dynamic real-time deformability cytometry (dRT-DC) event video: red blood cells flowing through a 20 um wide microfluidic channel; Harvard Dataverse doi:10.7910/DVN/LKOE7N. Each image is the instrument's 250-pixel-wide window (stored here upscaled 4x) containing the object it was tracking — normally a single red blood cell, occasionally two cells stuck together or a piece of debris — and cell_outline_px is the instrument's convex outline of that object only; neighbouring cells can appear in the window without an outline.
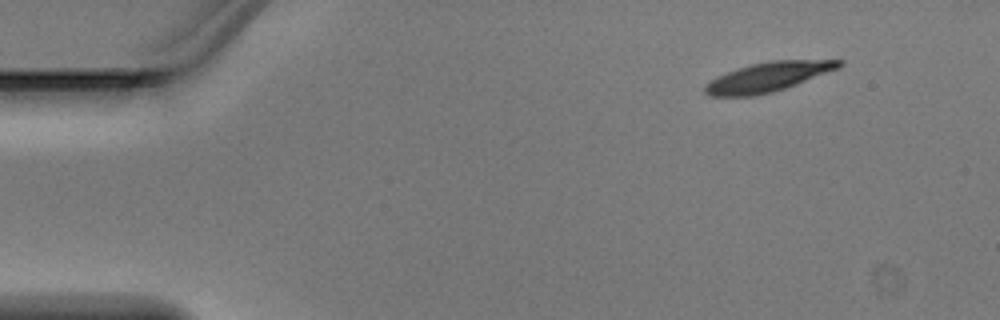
{"species": "Egyptian fruit bat (a non-hibernating species)", "species_latin": "Rousettus aegyptiacus", "temperature_condition": "warm", "stored_images_in_passage": 4, "camera_frame_rate_fps": 3000, "um_per_image_px": 0.085, "animal": {"sex": "male"}, "frame": {"image": 1, "passage_image": 1, "time_ms": 0.0, "image_size_px": [1000, 320], "cell_outline_px": [[844, 64], [840, 68], [796, 84], [772, 92], [752, 96], [712, 96], [704, 92], [704, 88], [712, 80], [728, 72], [752, 64], [772, 60], [844, 60]], "centroid_in_image_um": [65.35, 6.53], "position_along_channel_um": 19.7, "area_um2": 22.48}}
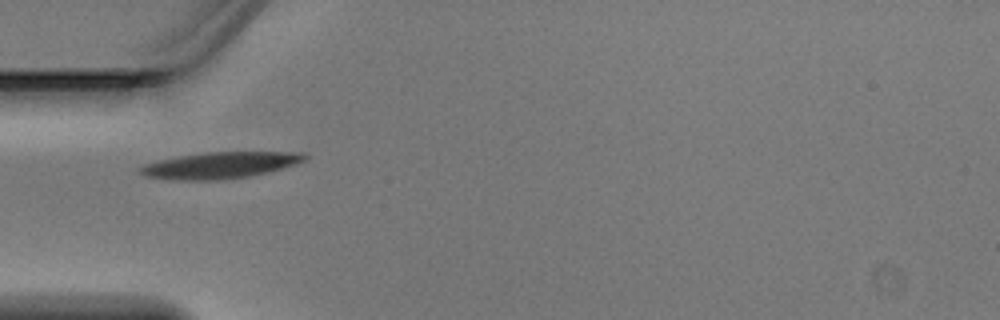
{"frame": {"image": 2, "passage_image": 4, "time_ms": 1.0, "image_size_px": [1000, 320], "cell_outline_px": [[308, 156], [304, 160], [296, 164], [268, 172], [248, 176], [212, 180], [176, 180], [144, 176], [136, 168], [144, 164], [156, 160], [204, 152], [304, 152]], "centroid_in_image_um": [18.67, 14.03], "position_along_channel_um": 66.3, "area_um2": 25.26}}